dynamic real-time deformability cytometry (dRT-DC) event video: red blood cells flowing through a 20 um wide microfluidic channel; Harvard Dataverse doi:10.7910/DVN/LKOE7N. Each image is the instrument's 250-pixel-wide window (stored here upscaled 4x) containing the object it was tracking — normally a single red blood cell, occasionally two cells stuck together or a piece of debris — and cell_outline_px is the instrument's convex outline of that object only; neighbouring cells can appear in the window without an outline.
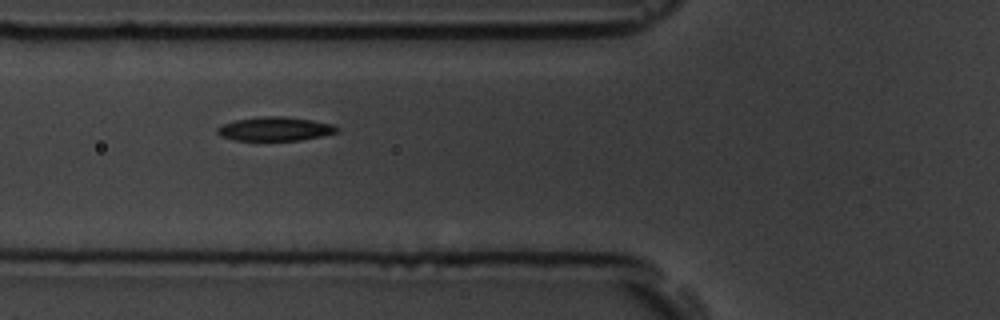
{"species": "common noctule bat (a hibernating species)", "species_latin": "Nyctalus noctula", "temperature_condition": "room temperature", "stored_images_in_passage": 4, "camera_frame_rate_fps": 3000, "um_per_image_px": 0.085, "animal": {"sex": "male", "body_mass_g": 19.5, "forearm_length_mm": 54.6}, "frame": {"image": 1, "passage_image": 4, "time_ms": 4.333, "image_size_px": [1000, 320], "cell_outline_px": [[340, 132], [300, 140], [232, 140], [220, 136], [216, 132], [216, 128], [224, 124], [236, 120], [264, 116], [284, 116], [312, 120], [332, 124], [340, 128]], "centroid_in_image_um": [23.39, 10.96], "position_along_channel_um": 102.4, "area_um2": 16.65}}